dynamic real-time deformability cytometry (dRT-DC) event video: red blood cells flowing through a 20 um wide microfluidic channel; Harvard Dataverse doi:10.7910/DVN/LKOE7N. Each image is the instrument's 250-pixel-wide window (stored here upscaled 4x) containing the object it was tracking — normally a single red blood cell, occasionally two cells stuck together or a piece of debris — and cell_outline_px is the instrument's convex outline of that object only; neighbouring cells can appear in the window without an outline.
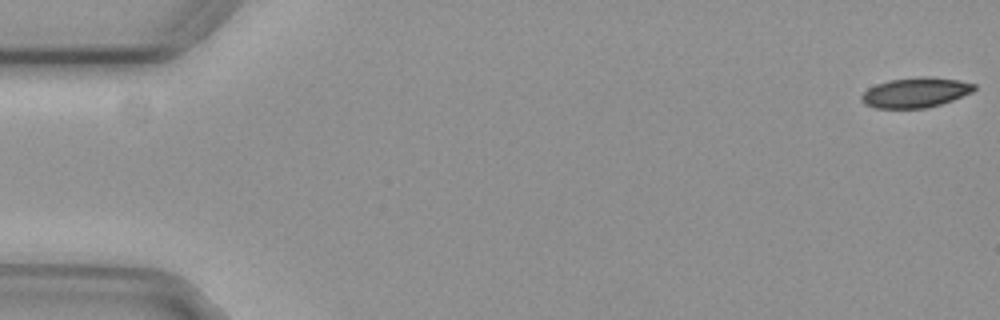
{"species": "common noctule bat (a hibernating species)", "species_latin": "Nyctalus noctula", "temperature_condition": "cold", "stored_images_in_passage": 56, "camera_frame_rate_fps": 3000, "um_per_image_px": 0.085, "animal": {"sex": "female", "body_mass_g": 29.2, "forearm_length_mm": 56.3}, "frame": {"image": 1, "passage_image": 1, "time_ms": 0.0, "image_size_px": [1000, 320], "cell_outline_px": [[976, 88], [972, 92], [952, 100], [940, 104], [924, 108], [876, 108], [864, 104], [860, 100], [860, 96], [868, 88], [876, 84], [888, 80], [924, 76], [928, 76], [960, 80], [976, 84]], "centroid_in_image_um": [77.81, 7.86], "position_along_channel_um": 7.2, "area_um2": 19.77}}
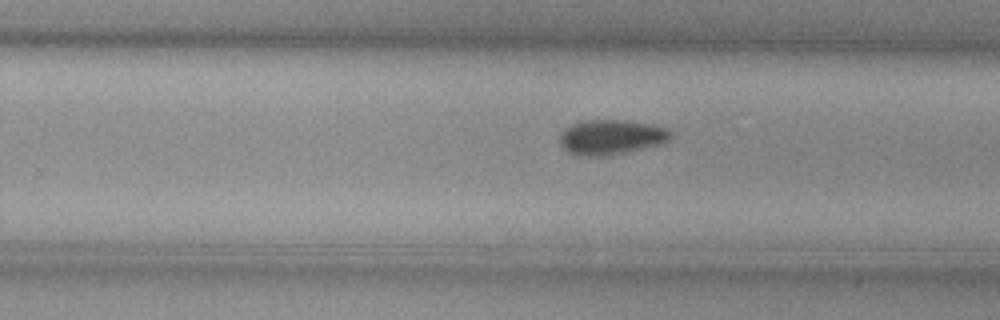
{"frame": {"image": 2, "passage_image": 35, "time_ms": 11.333, "image_size_px": [1000, 320], "cell_outline_px": [[672, 136], [668, 140], [656, 144], [624, 152], [604, 156], [584, 156], [568, 152], [560, 144], [560, 132], [564, 128], [572, 124], [584, 120], [624, 120], [652, 124], [668, 128], [672, 132]], "centroid_in_image_um": [51.91, 11.63], "position_along_channel_um": 277.9, "area_um2": 22.37}}
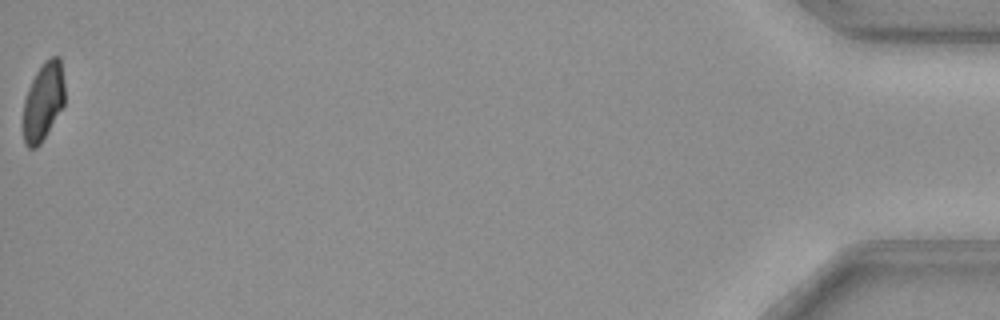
{"frame": {"image": 3, "passage_image": 56, "time_ms": 18.333, "image_size_px": [1000, 320], "cell_outline_px": [[64, 104], [40, 144], [36, 148], [28, 148], [24, 144], [24, 100], [28, 88], [36, 72], [44, 60], [52, 56], [60, 56], [64, 80]], "centroid_in_image_um": [3.68, 8.59], "position_along_channel_um": 431.5, "area_um2": 18.79}, "authors_computed_cell_mechanics": {"area_um2": 21.0103, "velocity_mm_per_s": 3.7107, "shape_relaxation_time_tau1_ms": 4.745, "shape_relaxation_time_tau2_ms": null, "deformation_change_tau1": 0.0952, "deformation_change_tau2": null}}